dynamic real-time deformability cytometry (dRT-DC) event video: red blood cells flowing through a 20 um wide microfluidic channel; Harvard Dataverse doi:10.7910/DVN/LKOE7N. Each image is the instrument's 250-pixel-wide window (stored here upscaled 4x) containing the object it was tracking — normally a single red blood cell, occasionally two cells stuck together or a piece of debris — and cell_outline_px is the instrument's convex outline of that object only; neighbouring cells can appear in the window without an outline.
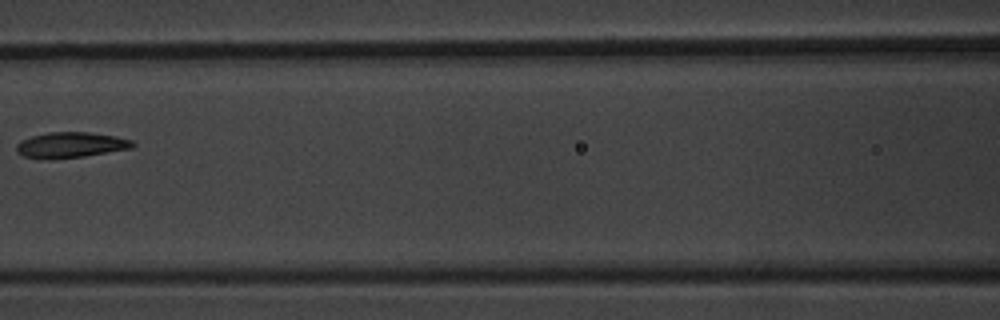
{"species": "common noctule bat (a hibernating species)", "species_latin": "Nyctalus noctula", "temperature_condition": "warm", "stored_images_in_passage": 4, "camera_frame_rate_fps": 3000, "um_per_image_px": 0.085, "animal": {"sex": "male", "body_mass_g": 20.1, "forearm_length_mm": 53.5}, "frame": {"image": 1, "passage_image": 3, "time_ms": 2.333, "image_size_px": [1000, 320], "cell_outline_px": [[136, 144], [132, 148], [84, 156], [24, 156], [16, 152], [16, 144], [20, 140], [32, 136], [48, 132], [88, 132], [116, 136], [132, 140]], "centroid_in_image_um": [6.07, 12.27], "position_along_channel_um": 160.5, "area_um2": 16.59}}
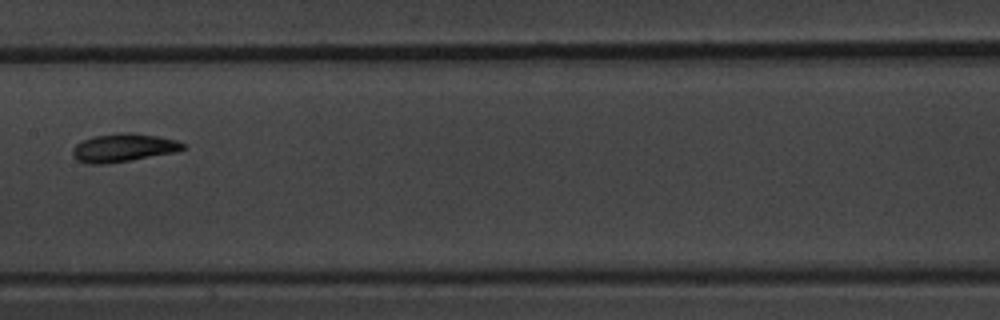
{"frame": {"image": 2, "passage_image": 4, "time_ms": 3.333, "image_size_px": [1000, 320], "cell_outline_px": [[184, 148], [176, 152], [132, 160], [104, 164], [88, 164], [76, 160], [72, 156], [72, 148], [76, 144], [92, 136], [120, 132], [136, 132], [176, 140], [184, 144]], "centroid_in_image_um": [10.45, 12.55], "position_along_channel_um": 197.0, "area_um2": 18.32}}